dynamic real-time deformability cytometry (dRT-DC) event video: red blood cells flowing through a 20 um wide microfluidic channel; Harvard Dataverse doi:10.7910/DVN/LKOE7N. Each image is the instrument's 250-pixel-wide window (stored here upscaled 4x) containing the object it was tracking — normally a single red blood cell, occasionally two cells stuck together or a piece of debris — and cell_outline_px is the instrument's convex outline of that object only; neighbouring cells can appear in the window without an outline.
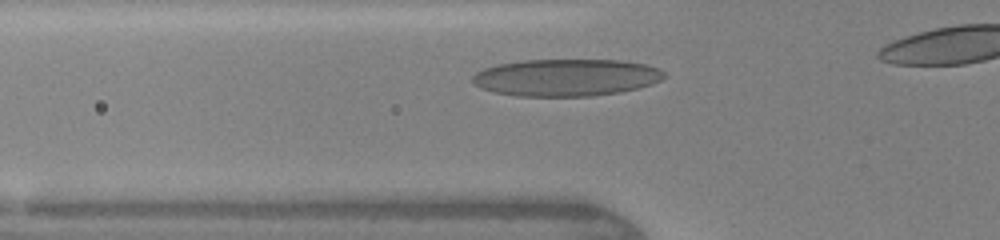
{"species": "human", "species_latin": "Homo sapiens", "temperature_condition": "warm", "stored_images_in_passage": 27, "camera_frame_rate_fps": 3000, "um_per_image_px": 0.085, "donor": {"sex": "female"}, "frame": {"image": 1, "passage_image": 5, "time_ms": 1.333, "image_size_px": [1000, 240], "cell_outline_px": [[668, 76], [652, 84], [620, 92], [592, 96], [516, 96], [496, 92], [484, 88], [476, 84], [472, 80], [472, 76], [476, 72], [484, 68], [496, 64], [524, 60], [620, 60], [644, 64], [660, 68]], "centroid_in_image_um": [48.15, 6.58], "position_along_channel_um": 77.6, "area_um2": 41.44}}